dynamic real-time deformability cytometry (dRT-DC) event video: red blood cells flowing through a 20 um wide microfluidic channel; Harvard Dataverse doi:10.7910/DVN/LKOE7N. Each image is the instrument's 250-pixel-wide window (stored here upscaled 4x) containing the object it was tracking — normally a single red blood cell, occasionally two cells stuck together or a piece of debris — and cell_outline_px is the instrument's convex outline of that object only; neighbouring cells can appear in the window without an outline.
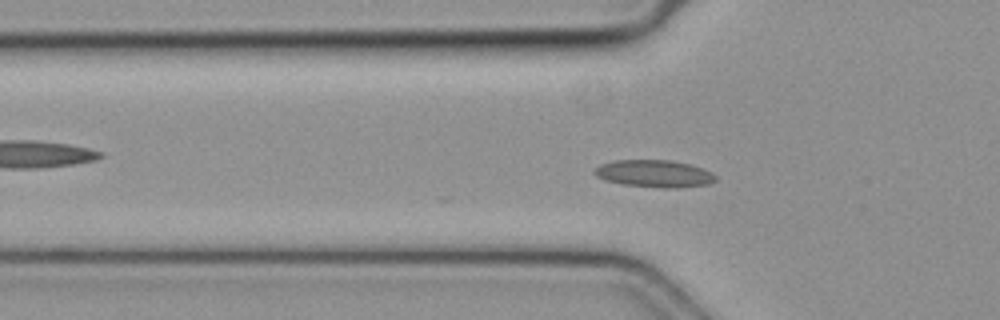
{"species": "common noctule bat (a hibernating species)", "species_latin": "Nyctalus noctula", "temperature_condition": "cold", "stored_images_in_passage": 50, "camera_frame_rate_fps": 3000, "um_per_image_px": 0.085, "animal": {"sex": "female", "body_mass_g": 19.3, "forearm_length_mm": 54.1}, "frame": {"image": 1, "passage_image": 16, "time_ms": 5.0, "image_size_px": [1000, 320], "cell_outline_px": [[716, 180], [708, 184], [676, 188], [668, 188], [620, 184], [604, 180], [596, 176], [592, 172], [600, 164], [616, 160], [672, 160], [692, 164], [712, 172], [716, 176]], "centroid_in_image_um": [55.61, 14.75], "position_along_channel_um": 70.2, "area_um2": 19.36}}
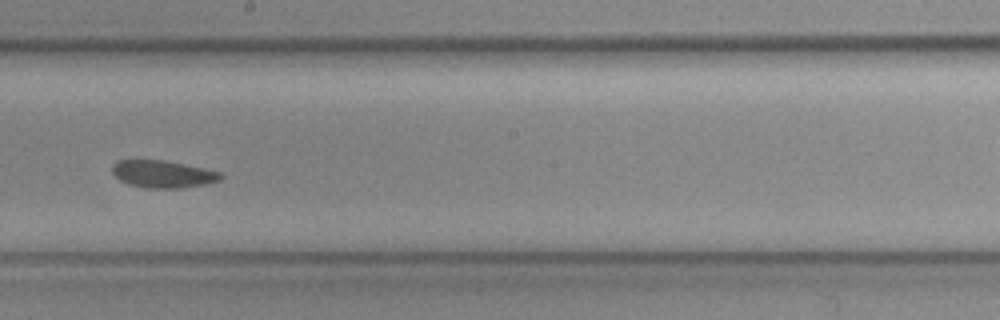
{"frame": {"image": 2, "passage_image": 28, "time_ms": 9.0, "image_size_px": [1000, 320], "cell_outline_px": [[224, 176], [220, 180], [204, 184], [180, 188], [148, 188], [128, 184], [120, 180], [112, 172], [112, 164], [116, 160], [164, 160], [204, 168], [220, 172]], "centroid_in_image_um": [13.83, 14.79], "position_along_channel_um": 234.4, "area_um2": 17.22}}
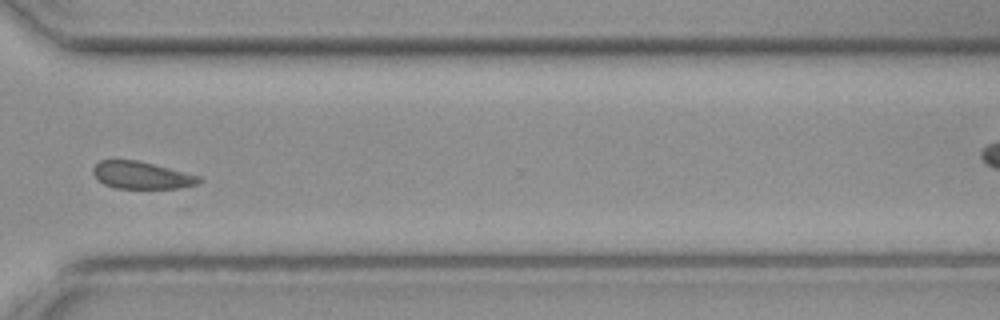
{"frame": {"image": 3, "passage_image": 37, "time_ms": 12.0, "image_size_px": [1000, 320], "cell_outline_px": [[204, 180], [196, 184], [180, 188], [116, 188], [104, 184], [96, 180], [92, 172], [92, 168], [100, 160], [136, 160], [200, 176]], "centroid_in_image_um": [12.0, 14.9], "position_along_channel_um": 358.6, "area_um2": 16.76}}